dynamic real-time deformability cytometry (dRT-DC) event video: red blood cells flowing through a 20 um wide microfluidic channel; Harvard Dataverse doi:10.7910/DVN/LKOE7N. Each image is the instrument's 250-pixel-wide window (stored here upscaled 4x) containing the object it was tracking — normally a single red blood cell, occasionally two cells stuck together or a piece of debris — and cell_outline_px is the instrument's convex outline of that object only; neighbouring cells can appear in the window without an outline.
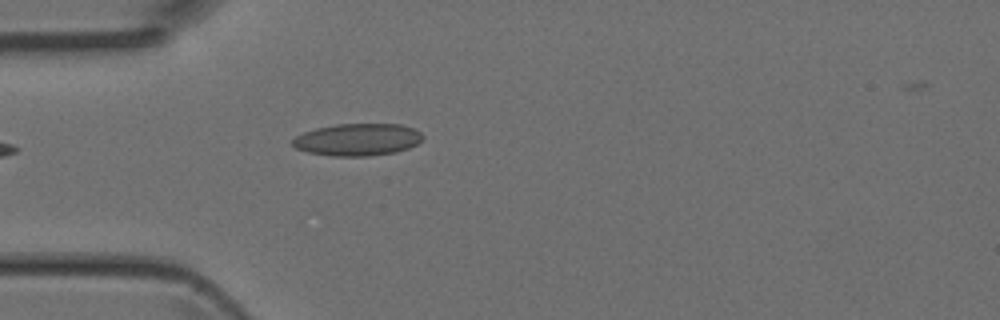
{"species": "Egyptian fruit bat (a non-hibernating species)", "species_latin": "Rousettus aegyptiacus", "temperature_condition": "room temperature", "stored_images_in_passage": 2, "camera_frame_rate_fps": 3000, "um_per_image_px": 0.085, "animal": {"sex": "female"}, "frame": {"image": 1, "passage_image": 2, "time_ms": 0.333, "image_size_px": [1000, 320], "cell_outline_px": [[424, 136], [416, 144], [408, 148], [396, 152], [368, 156], [332, 156], [308, 152], [296, 148], [292, 144], [292, 140], [296, 136], [304, 132], [316, 128], [336, 124], [400, 124], [412, 128], [420, 132]], "centroid_in_image_um": [30.38, 11.86], "position_along_channel_um": 54.6, "area_um2": 24.33}}